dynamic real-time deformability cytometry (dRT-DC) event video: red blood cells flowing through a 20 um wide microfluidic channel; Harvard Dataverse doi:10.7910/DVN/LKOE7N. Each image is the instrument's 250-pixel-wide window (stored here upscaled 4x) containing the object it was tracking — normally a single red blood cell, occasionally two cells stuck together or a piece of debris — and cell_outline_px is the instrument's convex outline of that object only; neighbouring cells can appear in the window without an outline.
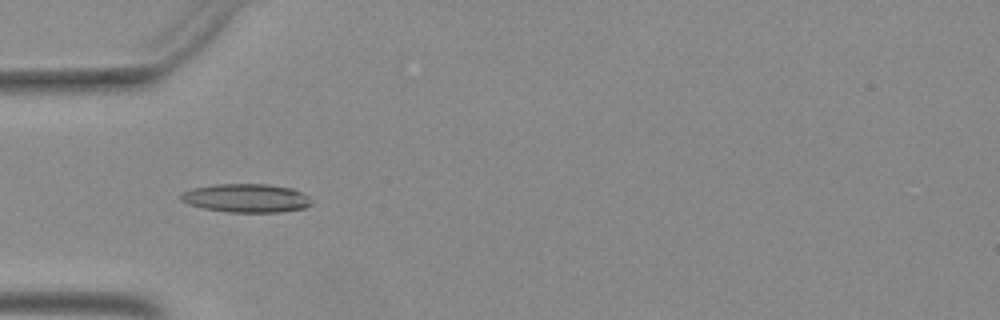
{"species": "Egyptian fruit bat (a non-hibernating species)", "species_latin": "Rousettus aegyptiacus", "temperature_condition": "warm", "stored_images_in_passage": 47, "camera_frame_rate_fps": 3000, "um_per_image_px": 0.085, "animal": {"sex": "female"}, "frame": {"image": 1, "passage_image": 15, "time_ms": 4.667, "image_size_px": [1000, 320], "cell_outline_px": [[312, 204], [304, 208], [280, 212], [228, 212], [204, 208], [188, 204], [180, 200], [180, 196], [184, 192], [192, 188], [216, 184], [268, 184], [292, 188], [308, 196]], "centroid_in_image_um": [20.93, 16.84], "position_along_channel_um": 64.1, "area_um2": 21.68}}
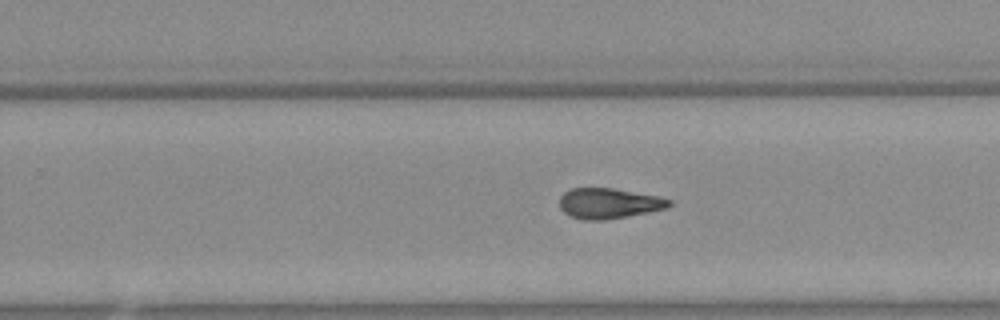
{"frame": {"image": 2, "passage_image": 31, "time_ms": 10.0, "image_size_px": [1000, 320], "cell_outline_px": [[672, 204], [668, 208], [628, 216], [604, 220], [580, 220], [564, 212], [560, 208], [560, 196], [564, 192], [572, 188], [612, 188], [660, 196], [672, 200]], "centroid_in_image_um": [51.77, 17.28], "position_along_channel_um": 278.0, "area_um2": 19.54}}
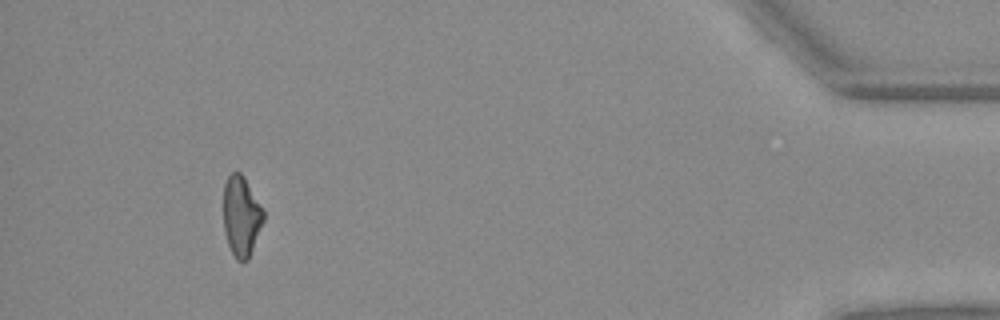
{"frame": {"image": 3, "passage_image": 46, "time_ms": 15.0, "image_size_px": [1000, 320], "cell_outline_px": [[264, 220], [248, 260], [236, 260], [228, 244], [224, 232], [224, 184], [228, 176], [232, 172], [240, 172], [244, 176], [264, 212]], "centroid_in_image_um": [20.5, 18.37], "position_along_channel_um": 414.7, "area_um2": 18.5}}